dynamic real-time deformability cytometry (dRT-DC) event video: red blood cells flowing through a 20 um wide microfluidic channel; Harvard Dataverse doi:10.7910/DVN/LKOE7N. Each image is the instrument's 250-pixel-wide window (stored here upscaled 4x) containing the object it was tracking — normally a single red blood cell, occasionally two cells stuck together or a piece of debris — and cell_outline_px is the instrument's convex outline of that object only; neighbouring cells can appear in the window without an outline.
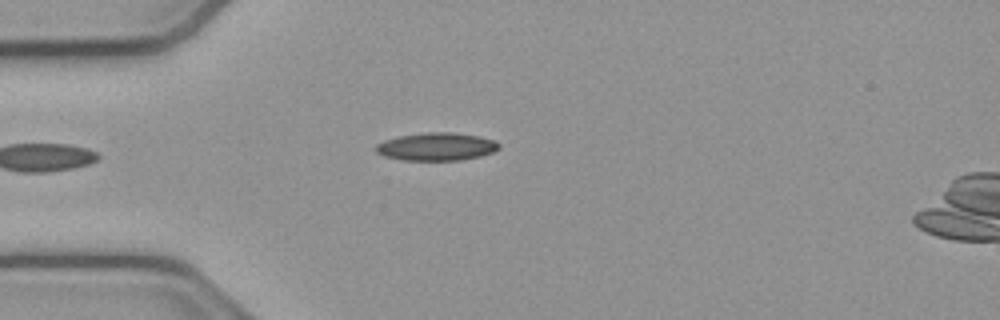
{"species": "common noctule bat (a hibernating species)", "species_latin": "Nyctalus noctula", "temperature_condition": "cold", "stored_images_in_passage": 25, "camera_frame_rate_fps": 3000, "um_per_image_px": 0.085, "animal": {"sex": "male", "body_mass_g": 23.1, "forearm_length_mm": 52.7}, "frame": {"image": 1, "passage_image": 1, "time_ms": 0.0, "image_size_px": [1000, 320], "cell_outline_px": [[500, 148], [492, 152], [480, 156], [460, 160], [400, 160], [384, 156], [376, 152], [376, 144], [384, 140], [400, 136], [428, 132], [452, 132], [480, 136], [496, 140], [500, 144]], "centroid_in_image_um": [37.12, 12.46], "position_along_channel_um": 47.9, "area_um2": 20.06}}
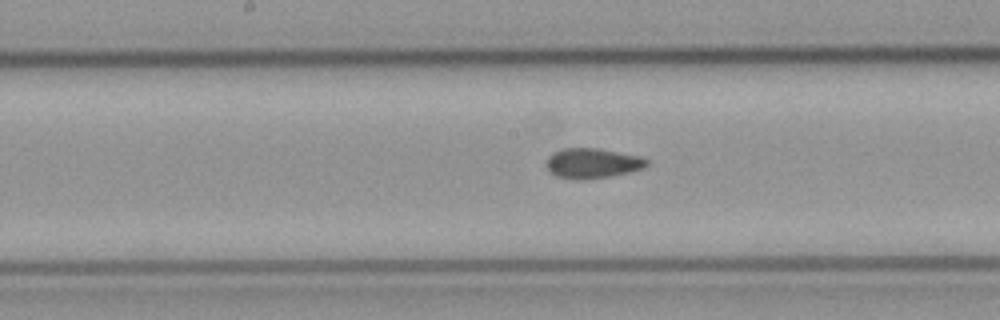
{"frame": {"image": 2, "passage_image": 10, "time_ms": 3.0, "image_size_px": [1000, 320], "cell_outline_px": [[648, 164], [644, 168], [612, 176], [584, 180], [576, 180], [556, 176], [548, 172], [544, 164], [548, 156], [564, 148], [596, 148], [640, 156], [648, 160]], "centroid_in_image_um": [50.31, 13.89], "position_along_channel_um": 197.9, "area_um2": 17.74}}
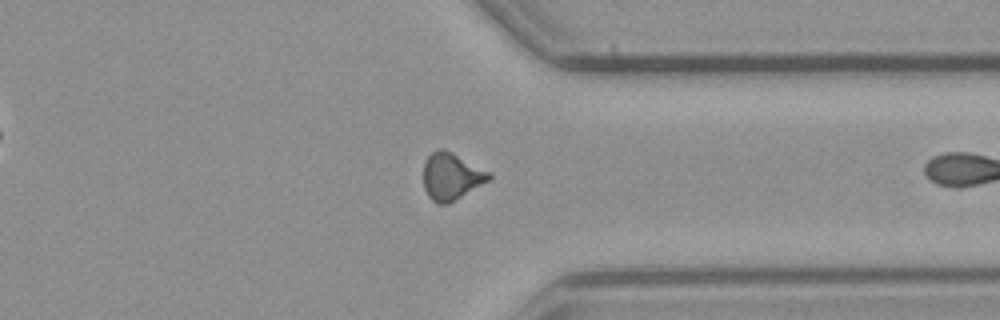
{"frame": {"image": 3, "passage_image": 24, "time_ms": 7.667, "image_size_px": [1000, 320], "cell_outline_px": [[492, 176], [488, 180], [448, 204], [436, 204], [428, 196], [424, 188], [424, 160], [436, 148], [444, 148], [492, 172]], "centroid_in_image_um": [38.35, 14.97], "position_along_channel_um": 373.1, "area_um2": 18.03}}